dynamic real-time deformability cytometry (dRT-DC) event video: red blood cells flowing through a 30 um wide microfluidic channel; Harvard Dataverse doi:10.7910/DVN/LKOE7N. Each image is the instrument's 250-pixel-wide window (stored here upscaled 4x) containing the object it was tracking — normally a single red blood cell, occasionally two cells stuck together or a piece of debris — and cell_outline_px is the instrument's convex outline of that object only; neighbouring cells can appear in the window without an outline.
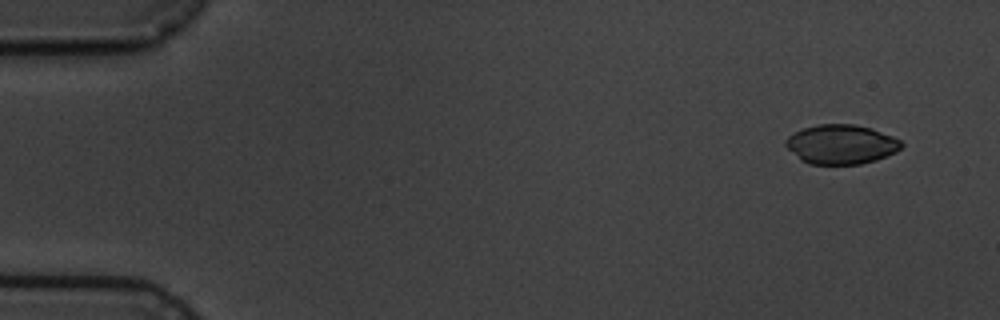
{"species": "common noctule bat (a hibernating species)", "species_latin": "Nyctalus noctula", "temperature_condition": "cold", "stored_images_in_passage": 5, "camera_frame_rate_fps": 3000, "um_per_image_px": 0.085, "animal": {"sex": "male", "body_mass_g": 19.5, "forearm_length_mm": 54.6}, "frame": {"image": 1, "passage_image": 1, "time_ms": 0.0, "image_size_px": [1000, 320], "cell_outline_px": [[904, 144], [896, 152], [876, 160], [860, 164], [808, 164], [800, 160], [784, 144], [784, 140], [788, 136], [804, 128], [816, 124], [856, 124], [872, 128], [892, 136], [900, 140]], "centroid_in_image_um": [71.49, 12.27], "position_along_channel_um": 13.5, "area_um2": 26.65}}
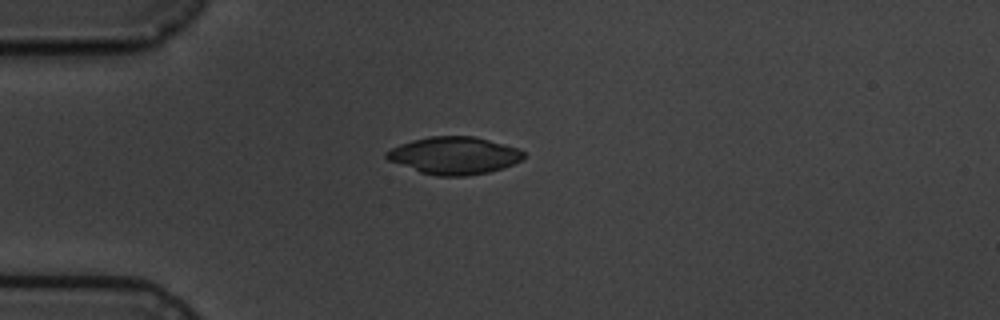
{"frame": {"image": 2, "passage_image": 4, "time_ms": 3.667, "image_size_px": [1000, 320], "cell_outline_px": [[524, 160], [504, 168], [488, 172], [464, 176], [436, 176], [420, 172], [388, 160], [384, 156], [384, 152], [400, 144], [412, 140], [428, 136], [472, 136], [504, 144], [516, 148], [524, 152]], "centroid_in_image_um": [38.6, 13.22], "position_along_channel_um": 46.4, "area_um2": 29.88}}